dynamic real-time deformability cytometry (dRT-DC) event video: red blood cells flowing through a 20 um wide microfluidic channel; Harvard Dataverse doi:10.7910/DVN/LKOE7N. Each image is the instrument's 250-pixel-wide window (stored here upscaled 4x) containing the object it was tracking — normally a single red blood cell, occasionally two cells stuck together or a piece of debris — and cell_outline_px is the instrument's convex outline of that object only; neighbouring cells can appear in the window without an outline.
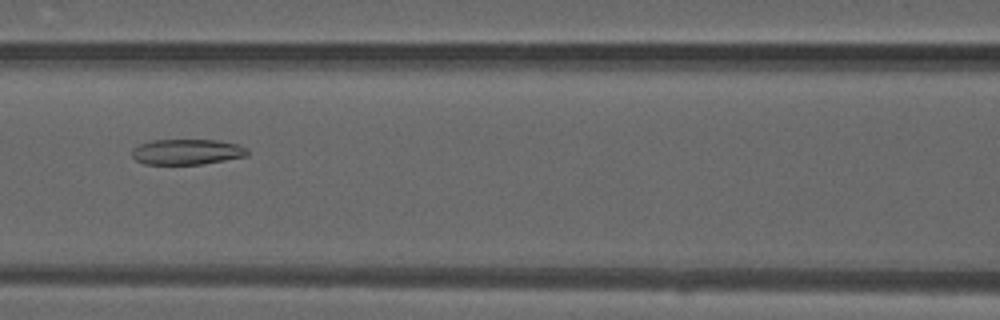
{"species": "common noctule bat (a hibernating species)", "species_latin": "Nyctalus noctula", "temperature_condition": "warm", "stored_images_in_passage": 37, "camera_frame_rate_fps": 3000, "um_per_image_px": 0.085, "animal": {"sex": "male", "forearm_length_mm": 52.5}, "frame": {"image": 1, "passage_image": 10, "time_ms": 3.0, "image_size_px": [1000, 320], "cell_outline_px": [[248, 156], [200, 164], [144, 164], [136, 160], [132, 156], [132, 148], [140, 144], [152, 140], [216, 140], [240, 144], [248, 148]], "centroid_in_image_um": [15.91, 12.9], "position_along_channel_um": 150.7, "area_um2": 17.22}}
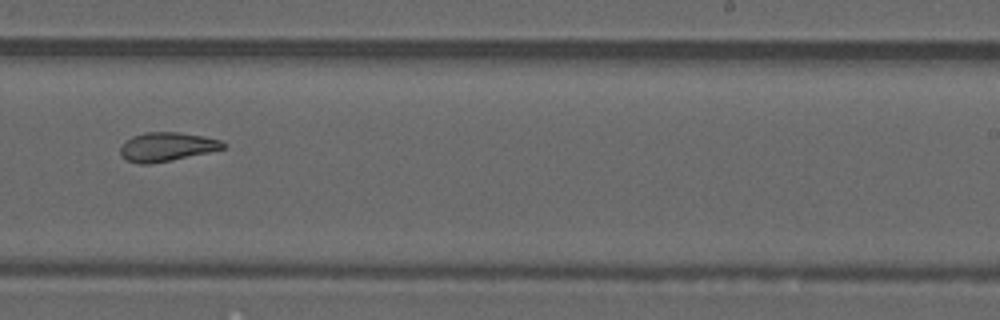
{"frame": {"image": 2, "passage_image": 19, "time_ms": 6.0, "image_size_px": [1000, 320], "cell_outline_px": [[228, 144], [224, 148], [208, 152], [172, 160], [148, 164], [140, 164], [124, 160], [120, 156], [120, 148], [132, 136], [144, 132], [176, 132], [204, 136], [220, 140]], "centroid_in_image_um": [14.16, 12.48], "position_along_channel_um": 274.8, "area_um2": 17.28}}
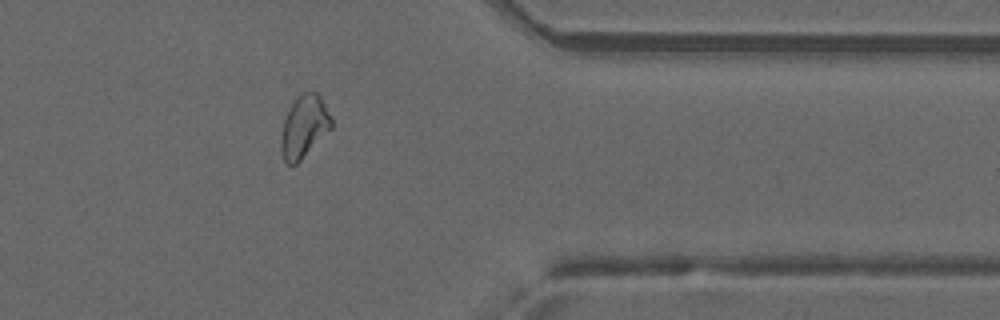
{"frame": {"image": 3, "passage_image": 28, "time_ms": 9.0, "image_size_px": [1000, 320], "cell_outline_px": [[332, 128], [296, 164], [288, 164], [284, 160], [280, 152], [280, 136], [284, 120], [292, 104], [304, 92], [316, 92], [320, 96], [332, 120]], "centroid_in_image_um": [25.83, 10.79], "position_along_channel_um": 385.6, "area_um2": 17.92}, "authors_computed_cell_mechanics": {"area_um2": 18.2648, "velocity_mm_per_s": 4.155, "shape_relaxation_time_tau1_ms": null, "shape_relaxation_time_tau2_ms": 2.5639, "deformation_change_tau1": null, "deformation_change_tau2": 0.1015}}